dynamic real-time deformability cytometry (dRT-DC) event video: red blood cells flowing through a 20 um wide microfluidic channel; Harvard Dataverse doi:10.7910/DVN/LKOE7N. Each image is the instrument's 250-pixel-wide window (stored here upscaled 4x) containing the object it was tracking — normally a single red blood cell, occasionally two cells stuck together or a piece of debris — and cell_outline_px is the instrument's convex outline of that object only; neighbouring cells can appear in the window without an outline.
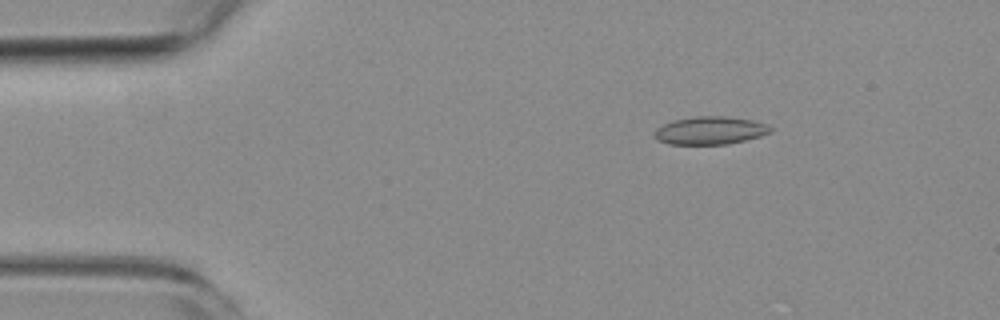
{"species": "common noctule bat (a hibernating species)", "species_latin": "Nyctalus noctula", "temperature_condition": "room temperature", "stored_images_in_passage": 5, "camera_frame_rate_fps": 3000, "um_per_image_px": 0.085, "animal": {"sex": "female", "body_mass_g": 19.3, "forearm_length_mm": 54.1}, "frame": {"image": 1, "passage_image": 3, "time_ms": 2.333, "image_size_px": [1000, 320], "cell_outline_px": [[772, 132], [760, 136], [728, 144], [668, 144], [656, 140], [652, 136], [652, 132], [656, 128], [664, 124], [676, 120], [696, 116], [728, 116], [752, 120], [764, 124], [772, 128]], "centroid_in_image_um": [60.31, 11.1], "position_along_channel_um": 24.7, "area_um2": 18.9}}